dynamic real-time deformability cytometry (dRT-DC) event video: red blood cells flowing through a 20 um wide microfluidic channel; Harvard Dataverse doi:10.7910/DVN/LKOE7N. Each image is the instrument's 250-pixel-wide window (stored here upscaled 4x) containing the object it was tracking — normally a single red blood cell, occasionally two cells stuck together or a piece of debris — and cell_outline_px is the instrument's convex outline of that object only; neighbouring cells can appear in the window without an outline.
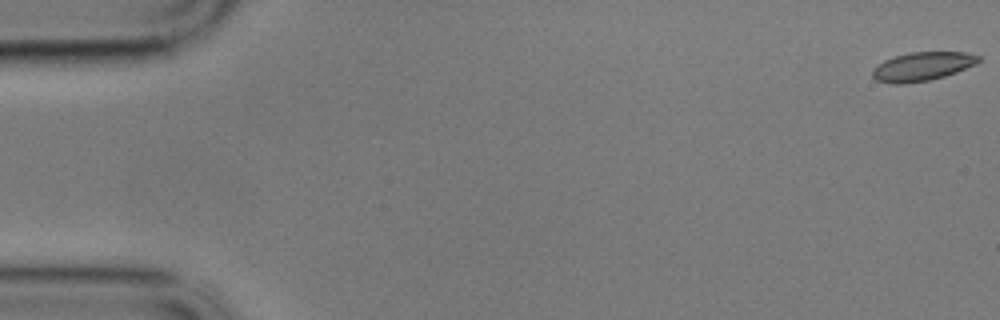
{"species": "common noctule bat (a hibernating species)", "species_latin": "Nyctalus noctula", "temperature_condition": "cold", "stored_images_in_passage": 10, "camera_frame_rate_fps": 3000, "um_per_image_px": 0.085, "animal": {"sex": "male", "body_mass_g": 17.9}, "frame": {"image": 1, "passage_image": 1, "time_ms": 0.0, "image_size_px": [1000, 320], "cell_outline_px": [[980, 60], [976, 64], [956, 72], [944, 76], [928, 80], [904, 84], [892, 84], [876, 80], [872, 76], [872, 68], [876, 64], [884, 60], [908, 52], [964, 52], [980, 56]], "centroid_in_image_um": [78.35, 5.65], "position_along_channel_um": 6.6, "area_um2": 17.8}}